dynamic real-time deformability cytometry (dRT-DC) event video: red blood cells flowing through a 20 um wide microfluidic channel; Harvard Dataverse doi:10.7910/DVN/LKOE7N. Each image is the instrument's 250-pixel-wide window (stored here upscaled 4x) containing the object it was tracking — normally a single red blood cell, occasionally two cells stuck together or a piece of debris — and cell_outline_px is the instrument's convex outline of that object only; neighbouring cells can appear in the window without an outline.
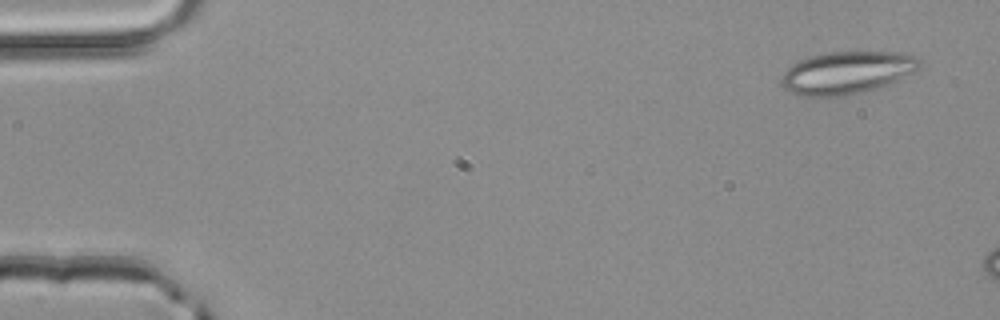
{"species": "common noctule bat (a hibernating species)", "species_latin": "Nyctalus noctula", "temperature_condition": "room temperature", "stored_images_in_passage": 3, "camera_frame_rate_fps": 3000, "um_per_image_px": 0.085, "animal": {"sex": "male", "body_mass_g": 20.4}, "frame": {"image": 1, "passage_image": 1, "time_ms": 0.0, "image_size_px": [1000, 320], "cell_outline_px": [[924, 64], [916, 72], [896, 80], [860, 92], [844, 96], [800, 96], [788, 92], [780, 84], [780, 80], [784, 72], [792, 64], [808, 56], [828, 52], [900, 52], [912, 56], [920, 60]], "centroid_in_image_um": [71.95, 6.17], "position_along_channel_um": 13.0, "area_um2": 34.16}}